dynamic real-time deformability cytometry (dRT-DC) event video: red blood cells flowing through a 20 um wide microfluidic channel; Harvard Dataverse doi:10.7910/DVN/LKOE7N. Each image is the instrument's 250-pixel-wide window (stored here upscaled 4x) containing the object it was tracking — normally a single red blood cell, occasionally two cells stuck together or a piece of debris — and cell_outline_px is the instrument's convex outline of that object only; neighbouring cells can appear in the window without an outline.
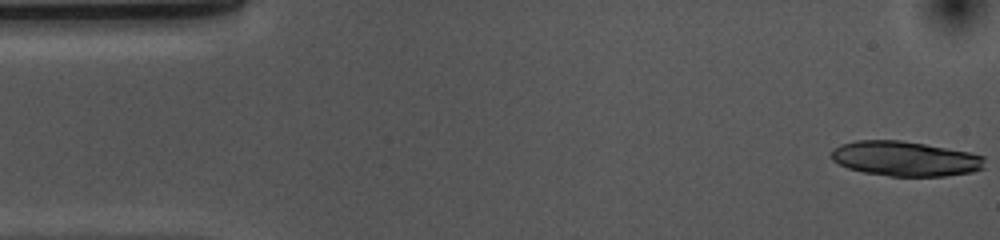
{"species": "common noctule bat (a hibernating species)", "species_latin": "Nyctalus noctula", "temperature_condition": "cold", "stored_images_in_passage": 52, "camera_frame_rate_fps": 3000, "um_per_image_px": 0.085, "animal": {"sex": "female", "body_mass_g": 10.0, "forearm_length_mm": 53.1}, "frame": {"image": 1, "passage_image": 1, "time_ms": 0.0, "image_size_px": [1000, 240], "cell_outline_px": [[984, 168], [972, 172], [944, 176], [888, 176], [864, 172], [848, 168], [832, 160], [832, 148], [840, 144], [856, 140], [900, 140], [972, 152], [984, 156]], "centroid_in_image_um": [76.95, 13.48], "position_along_channel_um": 8.1, "area_um2": 31.27}}
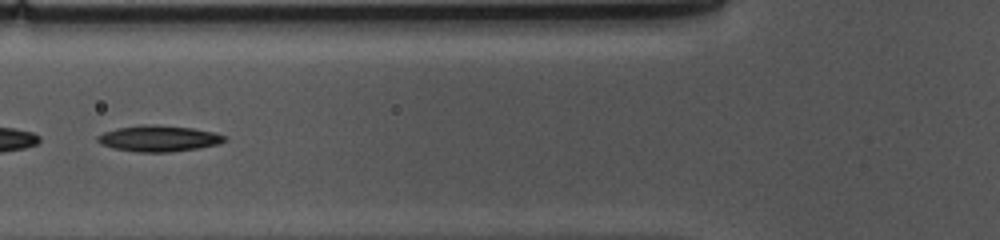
{"frame": {"image": 2, "passage_image": 19, "time_ms": 6.0, "image_size_px": [1000, 240], "cell_outline_px": [[228, 140], [220, 144], [196, 148], [168, 152], [140, 152], [116, 148], [100, 144], [96, 140], [96, 136], [104, 132], [116, 128], [144, 124], [192, 128], [212, 132], [228, 136]], "centroid_in_image_um": [13.5, 11.77], "position_along_channel_um": 112.3, "area_um2": 19.13}}
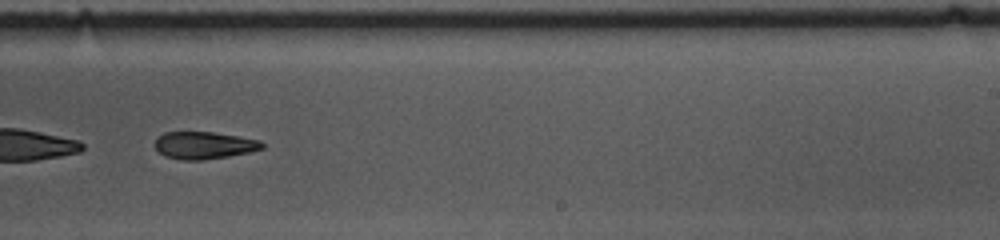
{"frame": {"image": 3, "passage_image": 32, "time_ms": 10.333, "image_size_px": [1000, 240], "cell_outline_px": [[264, 148], [248, 152], [228, 156], [200, 160], [180, 160], [164, 156], [152, 144], [164, 132], [212, 132], [260, 140], [264, 144]], "centroid_in_image_um": [17.32, 12.35], "position_along_channel_um": 271.7, "area_um2": 16.94}, "authors_computed_cell_mechanics": {"area_um2": 19.1607, "velocity_mm_per_s": 3.674, "shape_relaxation_time_tau1_ms": 7.3402, "shape_relaxation_time_tau2_ms": null, "deformation_change_tau1": 0.1739, "deformation_change_tau2": null}}